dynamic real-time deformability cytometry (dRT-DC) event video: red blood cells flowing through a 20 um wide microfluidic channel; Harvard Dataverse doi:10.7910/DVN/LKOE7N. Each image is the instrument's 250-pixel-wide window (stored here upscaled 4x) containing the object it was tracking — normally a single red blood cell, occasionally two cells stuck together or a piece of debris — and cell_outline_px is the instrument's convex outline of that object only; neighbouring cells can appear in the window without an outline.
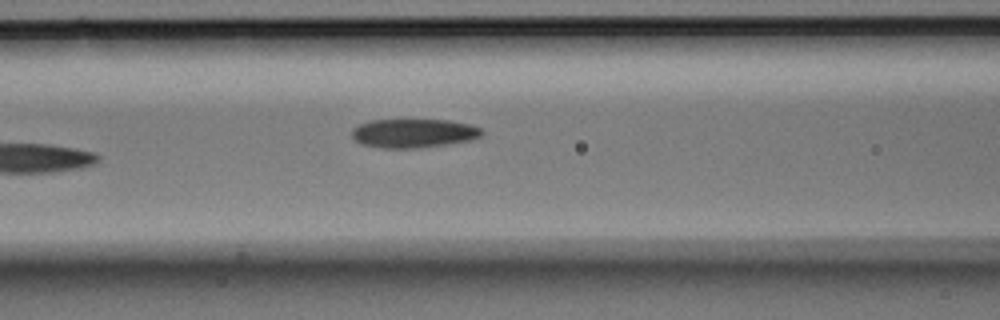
{"species": "Egyptian fruit bat (a non-hibernating species)", "species_latin": "Rousettus aegyptiacus", "temperature_condition": "room temperature", "stored_images_in_passage": 5, "camera_frame_rate_fps": 3000, "um_per_image_px": 0.085, "animal": {"sex": "male"}, "frame": {"image": 1, "passage_image": 5, "time_ms": 1.333, "image_size_px": [1000, 320], "cell_outline_px": [[484, 132], [480, 136], [472, 140], [448, 144], [420, 148], [384, 148], [360, 144], [352, 136], [352, 128], [368, 120], [448, 120], [468, 124], [480, 128]], "centroid_in_image_um": [35.14, 11.33], "position_along_channel_um": 131.5, "area_um2": 21.91}}